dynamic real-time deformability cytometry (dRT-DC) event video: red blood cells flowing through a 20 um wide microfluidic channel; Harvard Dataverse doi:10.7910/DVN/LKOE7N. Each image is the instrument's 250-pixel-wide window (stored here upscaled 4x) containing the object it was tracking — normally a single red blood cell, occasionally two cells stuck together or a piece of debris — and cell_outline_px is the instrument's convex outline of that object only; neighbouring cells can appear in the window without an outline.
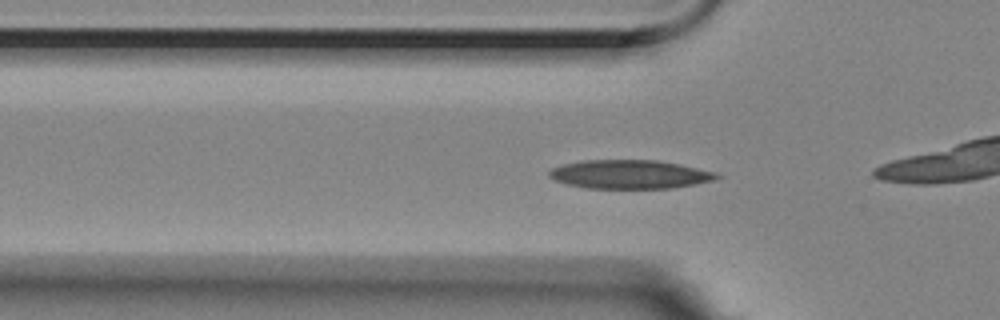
{"species": "Egyptian fruit bat (a non-hibernating species)", "species_latin": "Rousettus aegyptiacus", "temperature_condition": "room temperature", "stored_images_in_passage": 42, "camera_frame_rate_fps": 3000, "um_per_image_px": 0.085, "animal": {"sex": "female"}, "frame": {"image": 1, "passage_image": 8, "time_ms": 2.333, "image_size_px": [1000, 320], "cell_outline_px": [[724, 176], [712, 180], [696, 184], [672, 188], [584, 188], [568, 184], [556, 180], [548, 176], [548, 172], [552, 168], [564, 164], [580, 160], [656, 160], [680, 164], [716, 172]], "centroid_in_image_um": [53.55, 14.81], "position_along_channel_um": 72.3, "area_um2": 28.09}}
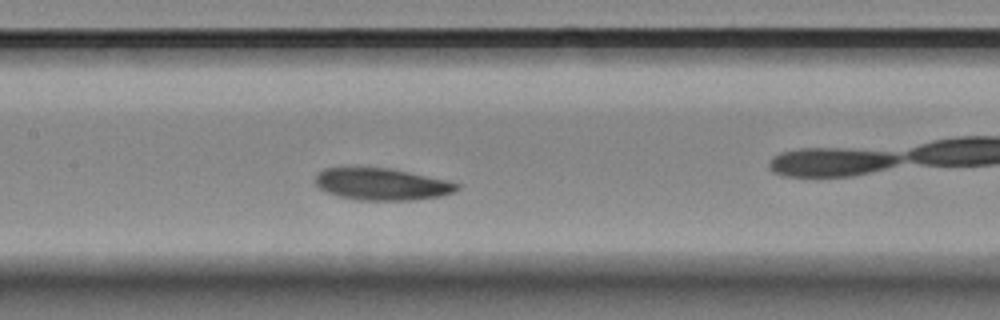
{"frame": {"image": 2, "passage_image": 17, "time_ms": 5.333, "image_size_px": [1000, 320], "cell_outline_px": [[460, 188], [456, 192], [440, 196], [412, 200], [356, 200], [340, 196], [316, 188], [316, 176], [324, 168], [388, 168], [448, 180], [460, 184]], "centroid_in_image_um": [32.49, 15.66], "position_along_channel_um": 174.9, "area_um2": 26.24}}
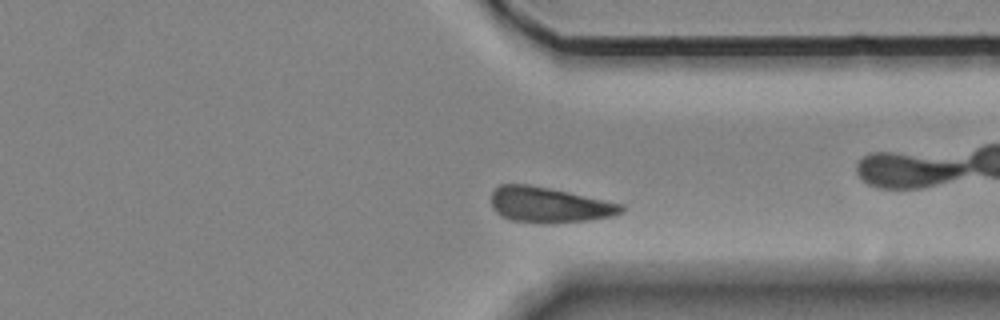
{"frame": {"image": 3, "passage_image": 34, "time_ms": 11.0, "image_size_px": [1000, 320], "cell_outline_px": [[624, 212], [612, 216], [588, 220], [512, 220], [500, 216], [492, 208], [492, 192], [500, 184], [528, 184], [568, 192], [624, 204]], "centroid_in_image_um": [46.68, 17.36], "position_along_channel_um": 364.7, "area_um2": 25.78}, "authors_computed_cell_mechanics": {"area_um2": 27.2816, "velocity_mm_per_s": 3.3607, "shape_relaxation_time_tau1_ms": 5.4154, "shape_relaxation_time_tau2_ms": 3.0951, "deformation_change_tau1": 0.1354, "deformation_change_tau2": 0.0725}}